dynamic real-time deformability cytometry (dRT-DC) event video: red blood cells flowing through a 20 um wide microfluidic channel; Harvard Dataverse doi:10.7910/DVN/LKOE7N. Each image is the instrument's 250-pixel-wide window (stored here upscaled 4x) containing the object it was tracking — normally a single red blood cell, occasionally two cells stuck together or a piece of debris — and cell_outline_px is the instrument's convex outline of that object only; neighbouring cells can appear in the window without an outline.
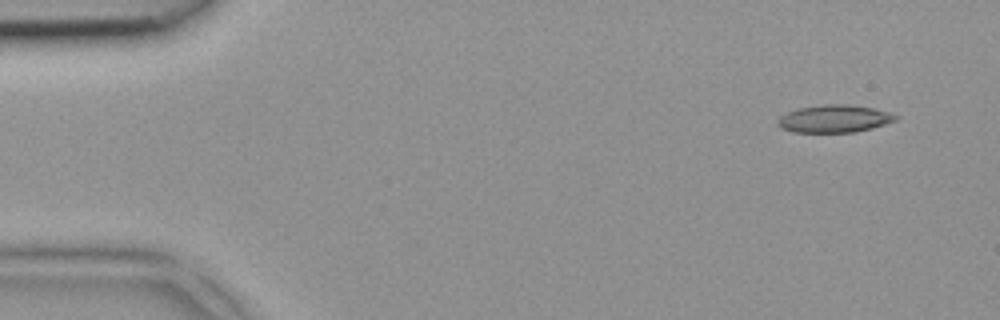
{"species": "common noctule bat (a hibernating species)", "species_latin": "Nyctalus noctula", "temperature_condition": "room temperature", "stored_images_in_passage": 4, "camera_frame_rate_fps": 3000, "um_per_image_px": 0.085, "animal": {"sex": "female", "body_mass_g": 18.4}, "frame": {"image": 1, "passage_image": 1, "time_ms": 0.0, "image_size_px": [1000, 320], "cell_outline_px": [[900, 116], [896, 120], [872, 128], [856, 132], [792, 132], [780, 128], [776, 124], [776, 120], [780, 116], [788, 112], [800, 108], [824, 104], [848, 104], [872, 108], [888, 112]], "centroid_in_image_um": [70.89, 10.09], "position_along_channel_um": 14.1, "area_um2": 18.96}}
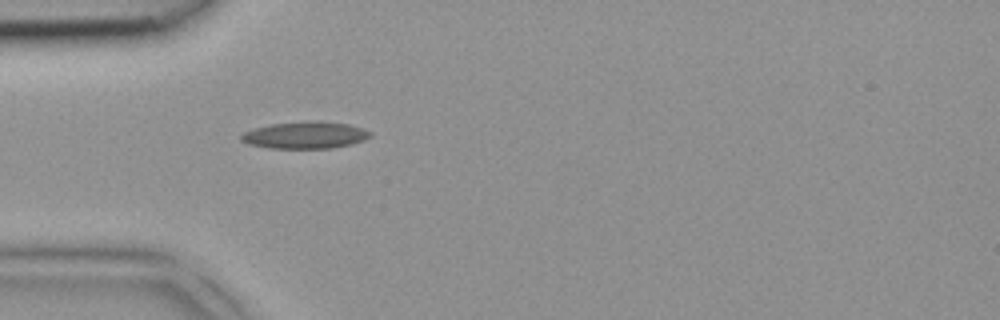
{"frame": {"image": 2, "passage_image": 4, "time_ms": 1.0, "image_size_px": [1000, 320], "cell_outline_px": [[372, 136], [364, 140], [352, 144], [332, 148], [268, 148], [248, 144], [240, 140], [240, 136], [244, 132], [252, 128], [272, 124], [316, 120], [348, 124], [364, 128], [372, 132]], "centroid_in_image_um": [25.96, 11.48], "position_along_channel_um": 59.0, "area_um2": 20.46}}